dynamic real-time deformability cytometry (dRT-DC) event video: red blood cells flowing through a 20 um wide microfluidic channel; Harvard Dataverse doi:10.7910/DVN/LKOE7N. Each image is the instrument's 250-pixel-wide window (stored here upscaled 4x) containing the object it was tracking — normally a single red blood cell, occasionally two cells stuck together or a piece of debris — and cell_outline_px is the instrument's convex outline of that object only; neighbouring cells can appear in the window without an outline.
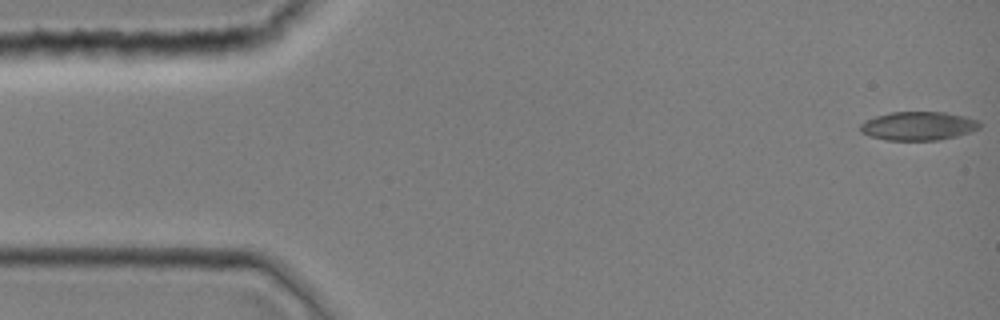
{"species": "common noctule bat (a hibernating species)", "species_latin": "Nyctalus noctula", "temperature_condition": "room temperature", "stored_images_in_passage": 43, "camera_frame_rate_fps": 3000, "um_per_image_px": 0.085, "animal": {"sex": "female", "body_mass_g": 19.0, "forearm_length_mm": 51.5}, "frame": {"image": 1, "passage_image": 1, "time_ms": 0.0, "image_size_px": [1000, 320], "cell_outline_px": [[980, 128], [956, 136], [936, 140], [888, 140], [872, 136], [860, 132], [860, 124], [864, 120], [876, 116], [892, 112], [944, 112], [964, 116], [980, 120]], "centroid_in_image_um": [78.05, 10.7], "position_along_channel_um": 6.9, "area_um2": 19.83}}
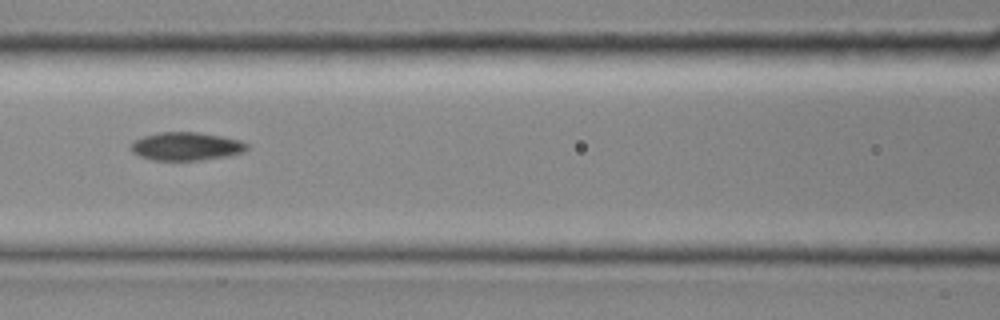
{"frame": {"image": 2, "passage_image": 19, "time_ms": 6.0, "image_size_px": [1000, 320], "cell_outline_px": [[248, 148], [244, 152], [228, 156], [200, 160], [152, 160], [140, 156], [132, 152], [128, 144], [144, 136], [160, 132], [200, 132], [224, 136], [240, 140], [248, 144]], "centroid_in_image_um": [15.84, 12.43], "position_along_channel_um": 150.8, "area_um2": 19.25}}
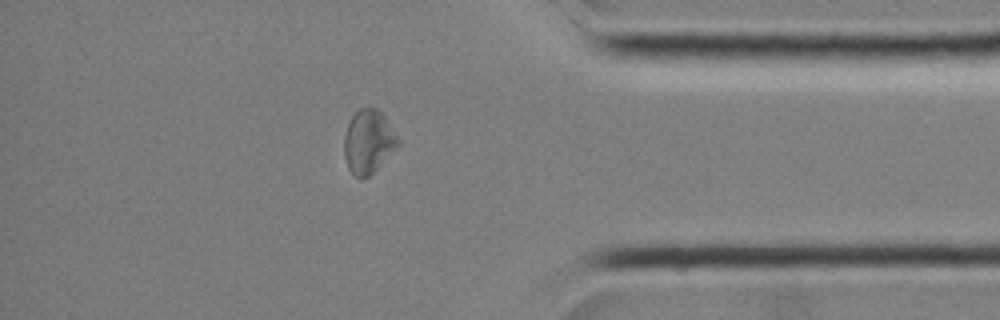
{"frame": {"image": 3, "passage_image": 37, "time_ms": 12.0, "image_size_px": [1000, 320], "cell_outline_px": [[400, 144], [368, 176], [360, 180], [348, 168], [344, 156], [344, 136], [348, 124], [352, 116], [360, 108], [376, 108], [384, 116], [400, 140]], "centroid_in_image_um": [31.3, 12.04], "position_along_channel_um": 403.9, "area_um2": 19.59}}